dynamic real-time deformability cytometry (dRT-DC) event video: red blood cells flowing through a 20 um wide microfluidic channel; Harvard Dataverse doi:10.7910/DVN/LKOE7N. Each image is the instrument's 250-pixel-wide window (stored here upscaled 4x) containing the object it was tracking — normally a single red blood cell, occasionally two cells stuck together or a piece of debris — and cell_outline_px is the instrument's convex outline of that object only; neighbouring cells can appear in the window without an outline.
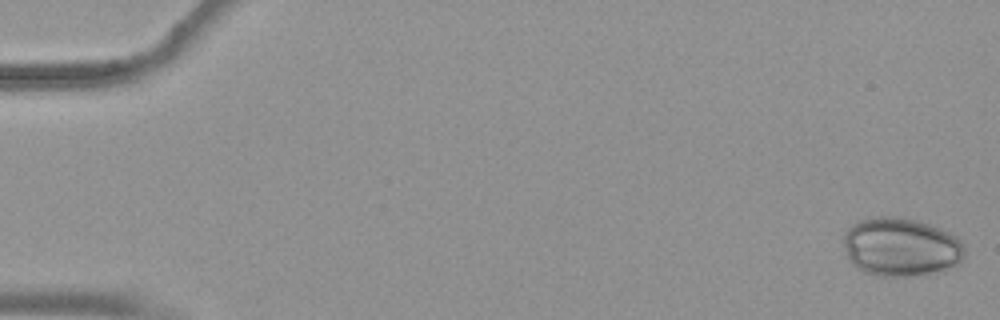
{"species": "common noctule bat (a hibernating species)", "species_latin": "Nyctalus noctula", "temperature_condition": "warm", "stored_images_in_passage": 54, "camera_frame_rate_fps": 3000, "um_per_image_px": 0.085, "animal": {"sex": "female", "body_mass_g": 19.9}, "frame": {"image": 1, "passage_image": 1, "time_ms": 0.0, "image_size_px": [1000, 320], "cell_outline_px": [[964, 260], [956, 268], [944, 272], [908, 276], [880, 276], [864, 272], [856, 268], [852, 264], [848, 256], [844, 244], [844, 232], [852, 224], [860, 220], [876, 216], [904, 216], [940, 228], [956, 236], [964, 244]], "centroid_in_image_um": [76.63, 21.0], "position_along_channel_um": 8.4, "area_um2": 42.14}}
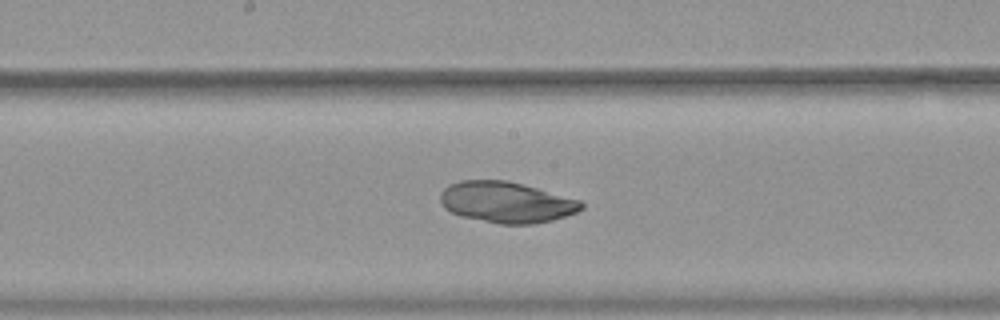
{"frame": {"image": 2, "passage_image": 29, "time_ms": 9.333, "image_size_px": [1000, 320], "cell_outline_px": [[584, 208], [576, 212], [552, 220], [532, 224], [500, 224], [460, 216], [444, 208], [440, 200], [440, 192], [448, 184], [460, 180], [508, 180], [524, 184], [580, 200], [584, 204]], "centroid_in_image_um": [43.02, 17.18], "position_along_channel_um": 205.2, "area_um2": 33.81}}
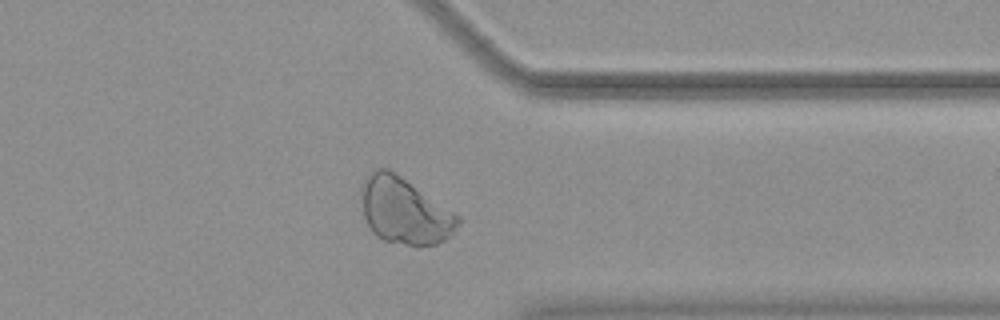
{"frame": {"image": 3, "passage_image": 43, "time_ms": 14.0, "image_size_px": [1000, 320], "cell_outline_px": [[460, 224], [444, 240], [436, 244], [416, 248], [384, 240], [376, 236], [372, 232], [364, 216], [360, 188], [368, 172], [376, 168], [388, 168], [460, 216]], "centroid_in_image_um": [34.36, 17.95], "position_along_channel_um": 377.0, "area_um2": 37.4}}